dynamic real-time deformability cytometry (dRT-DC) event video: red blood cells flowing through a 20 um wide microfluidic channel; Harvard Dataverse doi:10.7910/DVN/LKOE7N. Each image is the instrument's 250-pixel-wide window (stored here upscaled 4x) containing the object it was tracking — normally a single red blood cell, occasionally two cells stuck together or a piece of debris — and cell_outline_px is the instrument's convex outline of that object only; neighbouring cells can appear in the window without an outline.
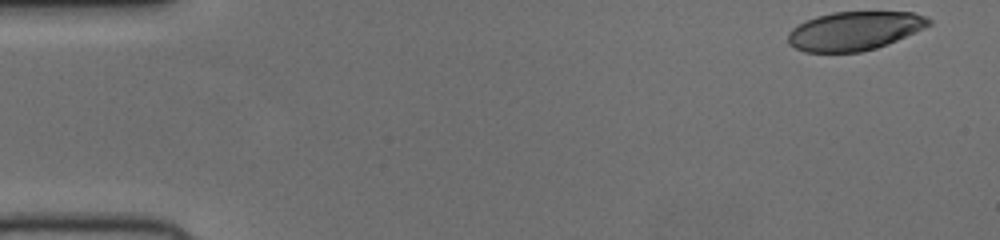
{"species": "human", "species_latin": "Homo sapiens", "temperature_condition": "cold", "stored_images_in_passage": 50, "camera_frame_rate_fps": 3000, "um_per_image_px": 0.085, "donor": {"sex": "female"}, "frame": {"image": 1, "passage_image": 1, "time_ms": 0.0, "image_size_px": [1000, 240], "cell_outline_px": [[932, 24], [924, 28], [896, 40], [876, 48], [860, 52], [804, 52], [788, 44], [788, 32], [792, 28], [816, 16], [832, 12], [912, 12], [924, 16], [932, 20]], "centroid_in_image_um": [72.61, 2.62], "position_along_channel_um": 12.4, "area_um2": 31.62}}
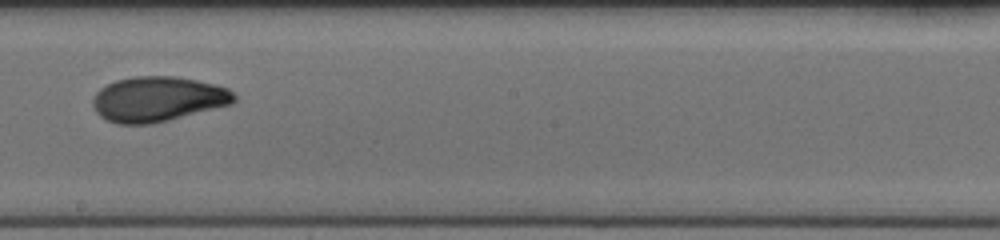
{"frame": {"image": 2, "passage_image": 28, "time_ms": 9.0, "image_size_px": [1000, 240], "cell_outline_px": [[236, 100], [232, 104], [152, 124], [116, 124], [100, 116], [96, 112], [92, 104], [92, 100], [96, 92], [100, 88], [116, 80], [132, 76], [176, 76], [216, 84], [228, 88], [236, 96]], "centroid_in_image_um": [13.41, 8.42], "position_along_channel_um": 234.8, "area_um2": 37.22}}
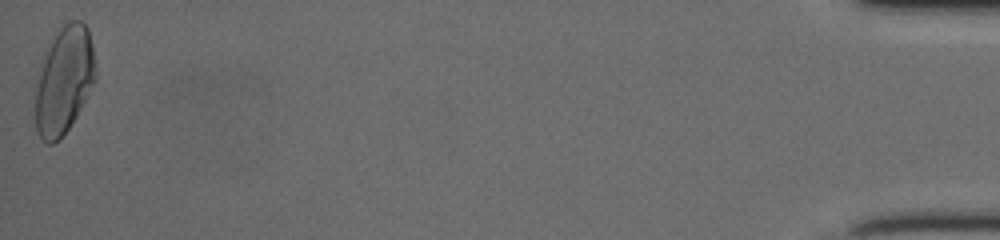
{"frame": {"image": 3, "passage_image": 50, "time_ms": 16.333, "image_size_px": [1000, 240], "cell_outline_px": [[96, 80], [76, 116], [60, 140], [52, 144], [48, 144], [36, 132], [36, 88], [48, 40], [56, 28], [68, 20], [80, 20], [88, 28], [92, 44], [96, 72]], "centroid_in_image_um": [5.45, 6.76], "position_along_channel_um": 429.8, "area_um2": 37.86}}